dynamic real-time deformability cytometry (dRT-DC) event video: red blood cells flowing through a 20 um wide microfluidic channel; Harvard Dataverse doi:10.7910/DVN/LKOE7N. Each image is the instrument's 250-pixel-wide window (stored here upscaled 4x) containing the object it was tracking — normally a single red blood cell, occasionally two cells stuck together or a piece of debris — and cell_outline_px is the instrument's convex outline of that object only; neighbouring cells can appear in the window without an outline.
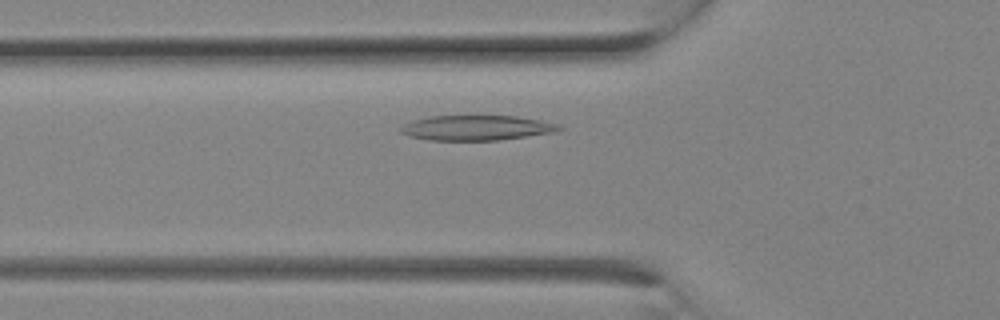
{"species": "Egyptian fruit bat (a non-hibernating species)", "species_latin": "Rousettus aegyptiacus", "temperature_condition": "room temperature", "stored_images_in_passage": 4, "camera_frame_rate_fps": 3000, "um_per_image_px": 0.085, "animal": {"sex": "female"}, "frame": {"image": 1, "passage_image": 2, "time_ms": 0.333, "image_size_px": [1000, 320], "cell_outline_px": [[564, 128], [556, 132], [500, 140], [428, 140], [408, 136], [400, 132], [400, 128], [404, 124], [412, 120], [428, 116], [516, 116], [540, 120], [556, 124]], "centroid_in_image_um": [40.48, 10.87], "position_along_channel_um": 85.3, "area_um2": 23.12}}
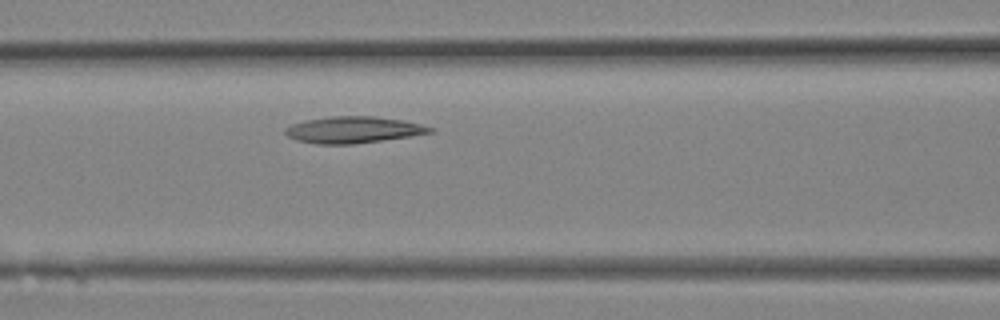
{"frame": {"image": 2, "passage_image": 4, "time_ms": 1.0, "image_size_px": [1000, 320], "cell_outline_px": [[436, 128], [432, 132], [408, 136], [352, 144], [316, 144], [296, 140], [288, 136], [284, 132], [284, 128], [292, 124], [304, 120], [332, 116], [372, 116], [400, 120], [420, 124]], "centroid_in_image_um": [29.97, 11.03], "position_along_channel_um": 136.6, "area_um2": 22.14}}